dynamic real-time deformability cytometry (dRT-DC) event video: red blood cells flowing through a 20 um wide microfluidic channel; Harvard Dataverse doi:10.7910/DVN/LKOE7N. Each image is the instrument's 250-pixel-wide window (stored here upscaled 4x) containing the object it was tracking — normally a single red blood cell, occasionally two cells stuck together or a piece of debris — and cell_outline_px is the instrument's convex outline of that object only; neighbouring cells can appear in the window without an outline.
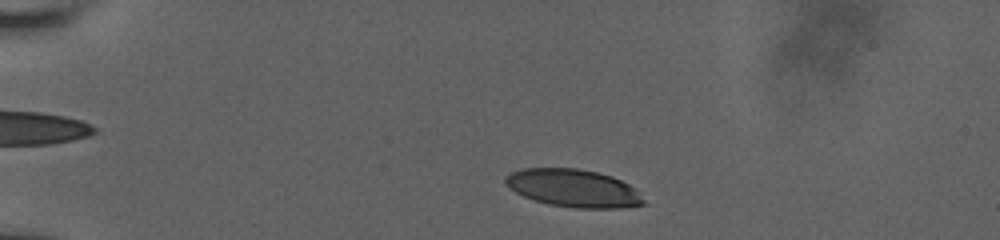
{"species": "human", "species_latin": "Homo sapiens", "temperature_condition": "room temperature", "stored_images_in_passage": 47, "camera_frame_rate_fps": 3000, "um_per_image_px": 0.085, "donor": {"sex": "male"}, "frame": {"image": 1, "passage_image": 5, "time_ms": 1.333, "image_size_px": [1000, 240], "cell_outline_px": [[644, 204], [620, 208], [576, 208], [548, 204], [524, 196], [516, 192], [504, 180], [504, 176], [520, 168], [576, 168], [596, 172], [612, 176], [636, 188], [644, 200]], "centroid_in_image_um": [48.75, 15.99], "position_along_channel_um": 36.2, "area_um2": 30.23}}
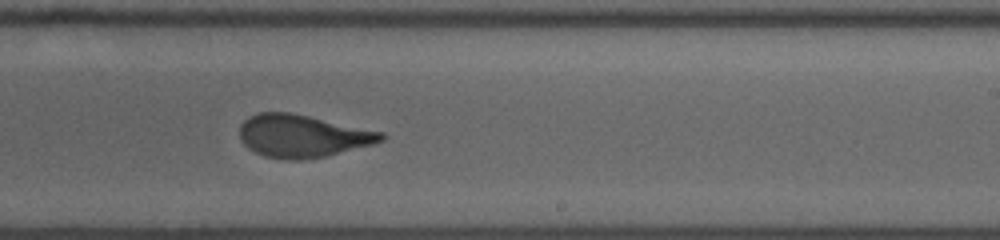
{"frame": {"image": 2, "passage_image": 28, "time_ms": 9.0, "image_size_px": [1000, 240], "cell_outline_px": [[388, 136], [384, 140], [372, 144], [324, 156], [300, 160], [284, 160], [264, 156], [248, 148], [244, 144], [240, 136], [240, 124], [248, 116], [260, 112], [292, 112], [384, 132]], "centroid_in_image_um": [25.7, 11.54], "position_along_channel_um": 263.3, "area_um2": 35.2}}
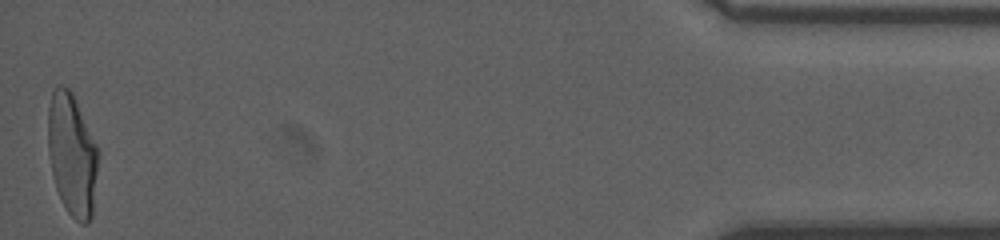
{"frame": {"image": 3, "passage_image": 47, "time_ms": 15.333, "image_size_px": [1000, 240], "cell_outline_px": [[100, 152], [92, 216], [88, 224], [80, 224], [68, 212], [56, 188], [52, 172], [48, 152], [48, 108], [52, 92], [56, 84], [60, 84], [68, 88], [72, 92]], "centroid_in_image_um": [6.14, 13.14], "position_along_channel_um": 429.1, "area_um2": 35.95}, "authors_computed_cell_mechanics": {"area_um2": 35.0846, "velocity_mm_per_s": 3.892, "shape_relaxation_time_tau1_ms": 6.2282, "shape_relaxation_time_tau2_ms": 1.0244, "deformation_change_tau1": 0.2544, "deformation_change_tau2": 0.0909}}